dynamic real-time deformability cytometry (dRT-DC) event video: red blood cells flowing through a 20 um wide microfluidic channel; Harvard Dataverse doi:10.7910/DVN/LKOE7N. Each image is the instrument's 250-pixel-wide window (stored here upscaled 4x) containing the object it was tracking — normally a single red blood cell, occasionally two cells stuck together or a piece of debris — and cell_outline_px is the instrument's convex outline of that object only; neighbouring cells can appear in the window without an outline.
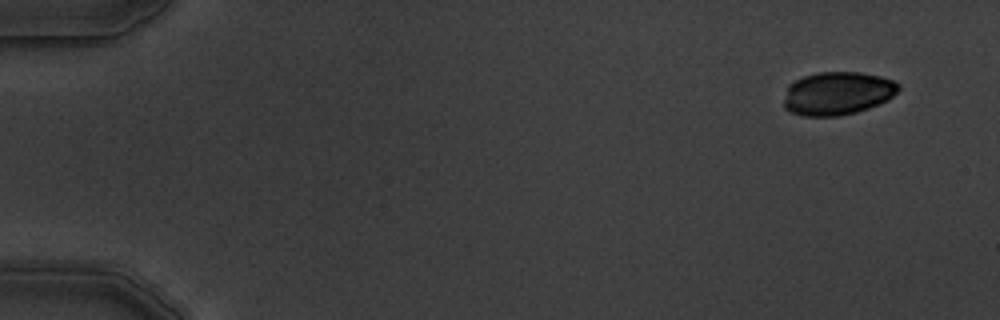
{"species": "common noctule bat (a hibernating species)", "species_latin": "Nyctalus noctula", "temperature_condition": "warm", "stored_images_in_passage": 3, "camera_frame_rate_fps": 3000, "um_per_image_px": 0.085, "animal": {"sex": "male", "body_mass_g": 19.5, "forearm_length_mm": 54.6}, "frame": {"image": 1, "passage_image": 1, "time_ms": 0.0, "image_size_px": [1000, 320], "cell_outline_px": [[900, 88], [888, 100], [880, 104], [856, 112], [836, 116], [804, 116], [792, 112], [784, 108], [784, 100], [788, 84], [804, 76], [816, 72], [860, 72], [880, 76], [892, 80], [900, 84]], "centroid_in_image_um": [71.19, 7.93], "position_along_channel_um": 13.8, "area_um2": 28.9}}